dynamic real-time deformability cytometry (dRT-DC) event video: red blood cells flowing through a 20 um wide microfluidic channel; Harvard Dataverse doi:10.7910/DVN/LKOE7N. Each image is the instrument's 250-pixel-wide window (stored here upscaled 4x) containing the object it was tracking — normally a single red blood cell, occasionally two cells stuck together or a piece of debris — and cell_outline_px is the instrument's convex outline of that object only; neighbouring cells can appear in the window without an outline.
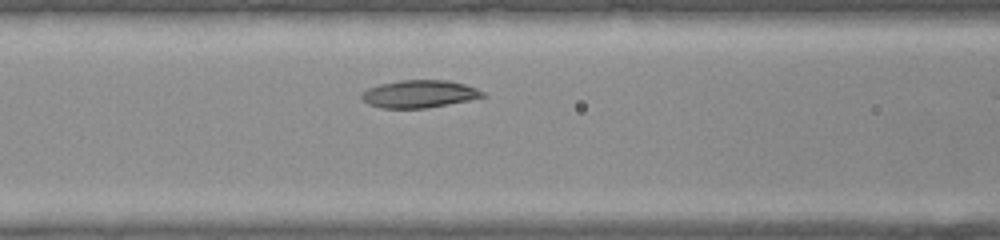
{"species": "common noctule bat (a hibernating species)", "species_latin": "Nyctalus noctula", "temperature_condition": "warm", "stored_images_in_passage": 9, "camera_frame_rate_fps": 3000, "um_per_image_px": 0.085, "animal": {"sex": "female", "body_mass_g": 22.0, "forearm_length_mm": 56.7}, "frame": {"image": 1, "passage_image": 8, "time_ms": 2.333, "image_size_px": [1000, 240], "cell_outline_px": [[484, 96], [468, 100], [428, 108], [380, 108], [368, 104], [360, 96], [360, 92], [368, 88], [380, 84], [400, 80], [448, 80], [464, 84], [476, 88], [484, 92]], "centroid_in_image_um": [35.59, 7.98], "position_along_channel_um": 131.0, "area_um2": 19.42}}